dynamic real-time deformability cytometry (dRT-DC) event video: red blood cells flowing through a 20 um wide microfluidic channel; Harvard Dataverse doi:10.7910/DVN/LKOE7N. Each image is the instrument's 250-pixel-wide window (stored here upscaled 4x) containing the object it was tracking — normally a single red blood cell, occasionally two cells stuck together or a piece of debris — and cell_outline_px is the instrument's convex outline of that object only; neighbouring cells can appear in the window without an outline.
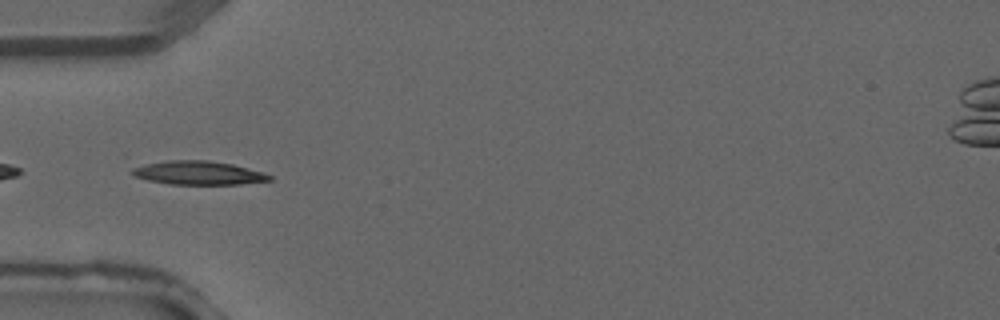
{"species": "common noctule bat (a hibernating species)", "species_latin": "Nyctalus noctula", "temperature_condition": "warm", "stored_images_in_passage": 2, "camera_frame_rate_fps": 3000, "um_per_image_px": 0.085, "animal": {"sex": "male", "forearm_length_mm": 52.5}, "frame": {"image": 1, "passage_image": 2, "time_ms": 0.333, "image_size_px": [1000, 320], "cell_outline_px": [[272, 180], [240, 184], [168, 184], [148, 180], [132, 176], [132, 168], [144, 164], [168, 160], [208, 160], [232, 164], [264, 172], [272, 176]], "centroid_in_image_um": [16.85, 14.69], "position_along_channel_um": 68.1, "area_um2": 18.96}}